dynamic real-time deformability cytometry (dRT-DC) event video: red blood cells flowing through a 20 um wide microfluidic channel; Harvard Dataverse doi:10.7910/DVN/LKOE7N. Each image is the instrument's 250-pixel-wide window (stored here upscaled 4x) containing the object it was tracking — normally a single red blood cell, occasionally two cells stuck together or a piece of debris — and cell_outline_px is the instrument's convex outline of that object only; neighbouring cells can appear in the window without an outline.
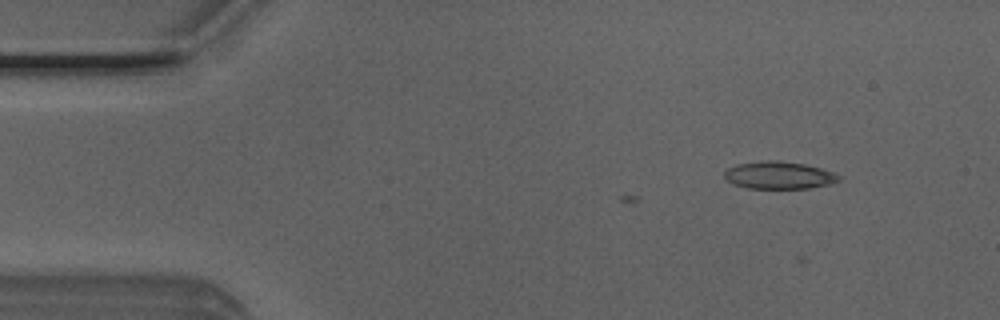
{"species": "Egyptian fruit bat (a non-hibernating species)", "species_latin": "Rousettus aegyptiacus", "temperature_condition": "room temperature", "stored_images_in_passage": 5, "camera_frame_rate_fps": 3000, "um_per_image_px": 0.085, "animal": {"sex": "male"}, "frame": {"image": 1, "passage_image": 1, "time_ms": 0.0, "image_size_px": [1000, 320], "cell_outline_px": [[844, 176], [840, 180], [828, 184], [808, 188], [748, 188], [732, 184], [724, 180], [724, 172], [728, 168], [736, 164], [768, 160], [772, 160], [804, 164], [836, 172]], "centroid_in_image_um": [66.21, 14.9], "position_along_channel_um": 18.8, "area_um2": 18.38}}